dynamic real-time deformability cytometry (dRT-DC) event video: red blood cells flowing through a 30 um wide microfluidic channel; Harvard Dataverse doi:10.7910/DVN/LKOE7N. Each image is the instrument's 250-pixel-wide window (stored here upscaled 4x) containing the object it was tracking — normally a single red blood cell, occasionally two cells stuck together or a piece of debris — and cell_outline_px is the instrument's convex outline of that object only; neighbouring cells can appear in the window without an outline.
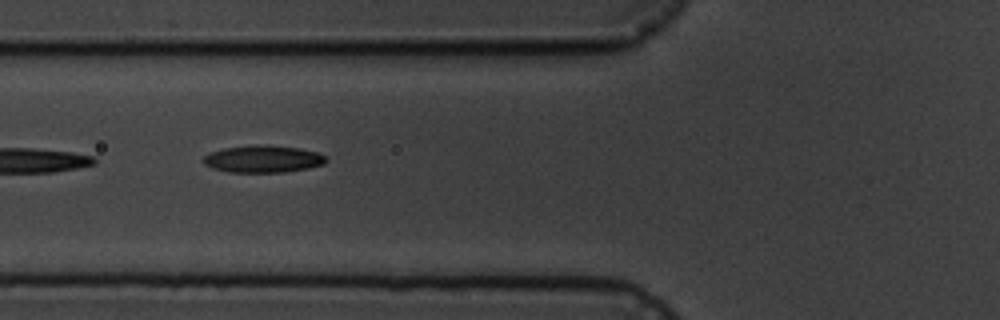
{"species": "common noctule bat (a hibernating species)", "species_latin": "Nyctalus noctula", "temperature_condition": "cold", "stored_images_in_passage": 9, "camera_frame_rate_fps": 3000, "um_per_image_px": 0.085, "animal": {"sex": "male", "body_mass_g": 19.5, "forearm_length_mm": 54.6}, "frame": {"image": 1, "passage_image": 7, "time_ms": 7.0, "image_size_px": [1000, 320], "cell_outline_px": [[328, 160], [324, 164], [308, 168], [284, 172], [228, 172], [212, 168], [204, 164], [200, 160], [208, 152], [224, 148], [300, 148], [320, 152]], "centroid_in_image_um": [22.34, 13.57], "position_along_channel_um": 103.5, "area_um2": 18.55}}
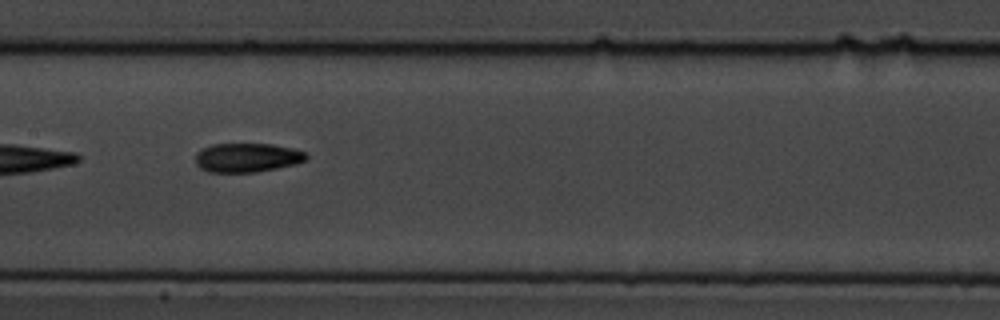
{"frame": {"image": 2, "passage_image": 9, "time_ms": 9.333, "image_size_px": [1000, 320], "cell_outline_px": [[308, 156], [304, 160], [296, 164], [256, 172], [208, 172], [200, 168], [196, 164], [196, 152], [212, 144], [272, 144], [292, 148], [304, 152]], "centroid_in_image_um": [20.98, 13.4], "position_along_channel_um": 186.4, "area_um2": 18.67}}